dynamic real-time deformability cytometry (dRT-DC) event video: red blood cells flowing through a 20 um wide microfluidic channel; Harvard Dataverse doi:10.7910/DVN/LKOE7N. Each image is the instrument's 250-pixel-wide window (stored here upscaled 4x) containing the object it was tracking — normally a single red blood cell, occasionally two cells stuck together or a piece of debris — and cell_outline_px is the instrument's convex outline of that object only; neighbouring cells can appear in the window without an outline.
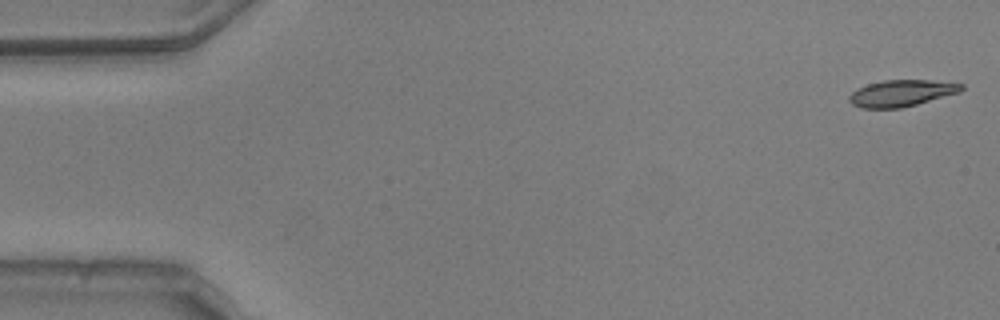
{"species": "common noctule bat (a hibernating species)", "species_latin": "Nyctalus noctula", "temperature_condition": "warm", "stored_images_in_passage": 14, "camera_frame_rate_fps": 3000, "um_per_image_px": 0.085, "animal": {"sex": "male", "body_mass_g": 20.5, "forearm_length_mm": 52.5}, "frame": {"image": 1, "passage_image": 1, "time_ms": 0.0, "image_size_px": [1000, 320], "cell_outline_px": [[964, 88], [960, 92], [916, 104], [900, 108], [860, 108], [852, 104], [848, 100], [848, 96], [856, 88], [868, 84], [884, 80], [932, 80], [964, 84]], "centroid_in_image_um": [76.6, 7.91], "position_along_channel_um": 8.4, "area_um2": 17.34}}
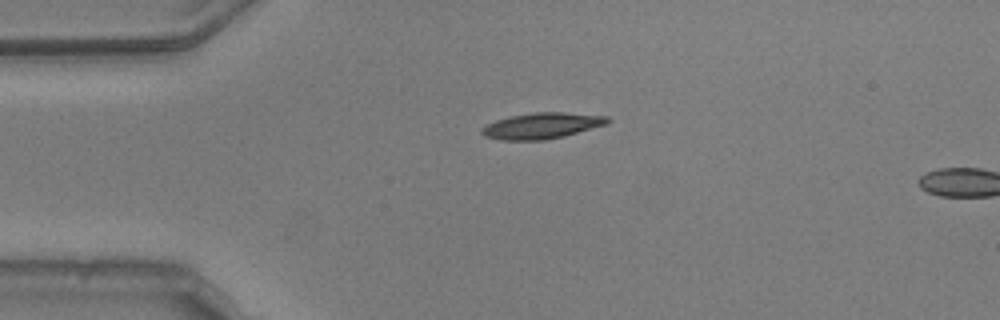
{"frame": {"image": 2, "passage_image": 12, "time_ms": 3.667, "image_size_px": [1000, 320], "cell_outline_px": [[612, 120], [608, 124], [564, 136], [544, 140], [500, 140], [484, 136], [480, 132], [488, 124], [496, 120], [512, 116], [532, 112], [564, 112], [608, 116]], "centroid_in_image_um": [46.11, 10.68], "position_along_channel_um": 38.9, "area_um2": 19.02}}